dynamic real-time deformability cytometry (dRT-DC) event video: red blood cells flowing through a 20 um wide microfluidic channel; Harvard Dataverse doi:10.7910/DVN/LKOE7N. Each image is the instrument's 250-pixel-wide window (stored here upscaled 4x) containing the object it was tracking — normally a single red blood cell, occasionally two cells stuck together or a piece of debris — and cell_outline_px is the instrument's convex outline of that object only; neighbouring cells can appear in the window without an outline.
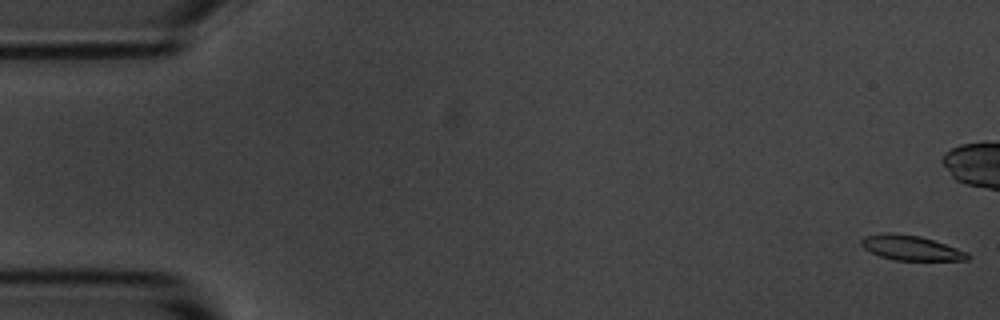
{"species": "common noctule bat (a hibernating species)", "species_latin": "Nyctalus noctula", "temperature_condition": "room temperature", "stored_images_in_passage": 6, "camera_frame_rate_fps": 3000, "um_per_image_px": 0.085, "animal": {"sex": "male", "body_mass_g": 20.1, "forearm_length_mm": 53.5}, "frame": {"image": 1, "passage_image": 1, "time_ms": 0.0, "image_size_px": [1000, 320], "cell_outline_px": [[972, 256], [968, 260], [896, 260], [880, 256], [864, 248], [860, 244], [860, 240], [864, 236], [880, 232], [892, 232], [920, 236], [968, 252]], "centroid_in_image_um": [77.4, 21.05], "position_along_channel_um": 7.6, "area_um2": 15.43}}